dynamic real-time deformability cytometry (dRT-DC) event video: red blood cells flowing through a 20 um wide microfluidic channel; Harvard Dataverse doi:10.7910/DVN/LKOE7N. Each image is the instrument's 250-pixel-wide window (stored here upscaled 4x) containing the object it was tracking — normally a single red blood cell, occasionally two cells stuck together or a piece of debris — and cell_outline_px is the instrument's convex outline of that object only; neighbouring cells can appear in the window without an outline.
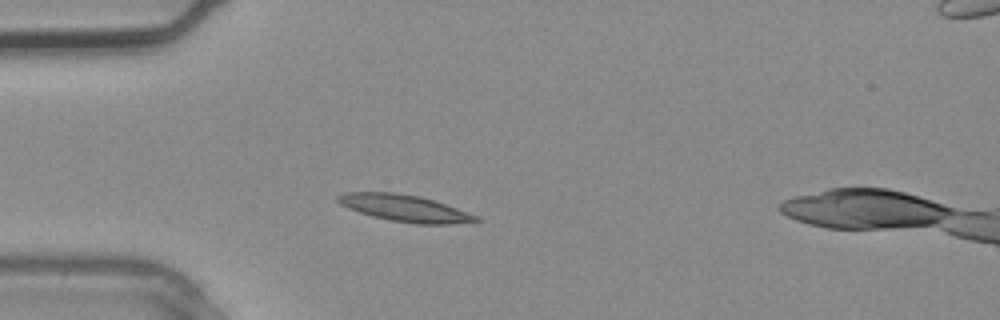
{"species": "common noctule bat (a hibernating species)", "species_latin": "Nyctalus noctula", "temperature_condition": "warm", "stored_images_in_passage": 3, "camera_frame_rate_fps": 3000, "um_per_image_px": 0.085, "animal": {"sex": "male", "body_mass_g": 20.4}, "frame": {"image": 1, "passage_image": 2, "time_ms": 0.333, "image_size_px": [1000, 320], "cell_outline_px": [[484, 220], [448, 224], [416, 224], [392, 220], [372, 216], [348, 208], [340, 204], [336, 200], [336, 196], [344, 192], [392, 192], [420, 196], [436, 200], [480, 216]], "centroid_in_image_um": [34.44, 17.69], "position_along_channel_um": 50.6, "area_um2": 21.68}}